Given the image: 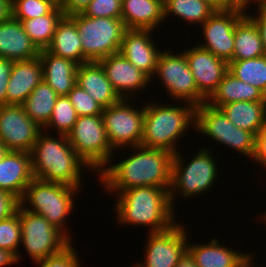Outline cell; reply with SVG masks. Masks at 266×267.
I'll return each instance as SVG.
<instances>
[{"label": "cell", "mask_w": 266, "mask_h": 267, "mask_svg": "<svg viewBox=\"0 0 266 267\" xmlns=\"http://www.w3.org/2000/svg\"><path fill=\"white\" fill-rule=\"evenodd\" d=\"M129 149L135 150L132 156L113 165L110 161L111 166L100 171L104 188L112 193L140 186L170 189L174 154L141 145Z\"/></svg>", "instance_id": "6da1fadb"}, {"label": "cell", "mask_w": 266, "mask_h": 267, "mask_svg": "<svg viewBox=\"0 0 266 267\" xmlns=\"http://www.w3.org/2000/svg\"><path fill=\"white\" fill-rule=\"evenodd\" d=\"M116 217L120 223L148 226L150 233L169 229L176 222L169 189L132 187L116 194ZM174 218V219H173Z\"/></svg>", "instance_id": "7a4b0ae2"}, {"label": "cell", "mask_w": 266, "mask_h": 267, "mask_svg": "<svg viewBox=\"0 0 266 267\" xmlns=\"http://www.w3.org/2000/svg\"><path fill=\"white\" fill-rule=\"evenodd\" d=\"M45 132L39 134L30 152L34 178L80 188L82 168H90L75 152L67 135L54 138Z\"/></svg>", "instance_id": "3957f363"}, {"label": "cell", "mask_w": 266, "mask_h": 267, "mask_svg": "<svg viewBox=\"0 0 266 267\" xmlns=\"http://www.w3.org/2000/svg\"><path fill=\"white\" fill-rule=\"evenodd\" d=\"M156 103H145L141 146L175 154L180 150L177 149L180 135L189 126H195L196 107L187 102L184 103L186 106Z\"/></svg>", "instance_id": "277c9868"}, {"label": "cell", "mask_w": 266, "mask_h": 267, "mask_svg": "<svg viewBox=\"0 0 266 267\" xmlns=\"http://www.w3.org/2000/svg\"><path fill=\"white\" fill-rule=\"evenodd\" d=\"M79 188L62 183H54L34 178L25 189L20 206L28 211L44 216V218L70 240L71 237L64 228L68 214L74 208V193ZM30 203L29 205L25 203ZM28 206V207H27Z\"/></svg>", "instance_id": "5b68a950"}, {"label": "cell", "mask_w": 266, "mask_h": 267, "mask_svg": "<svg viewBox=\"0 0 266 267\" xmlns=\"http://www.w3.org/2000/svg\"><path fill=\"white\" fill-rule=\"evenodd\" d=\"M211 154V150L201 147L187 164H184L179 152L174 154L169 189L170 202L173 208L177 192L186 199L205 193L209 191L210 187H213L218 176V165Z\"/></svg>", "instance_id": "8992f818"}, {"label": "cell", "mask_w": 266, "mask_h": 267, "mask_svg": "<svg viewBox=\"0 0 266 267\" xmlns=\"http://www.w3.org/2000/svg\"><path fill=\"white\" fill-rule=\"evenodd\" d=\"M82 42V53L90 62L118 53L126 27L121 18H92L82 13L71 15Z\"/></svg>", "instance_id": "52a82bcc"}, {"label": "cell", "mask_w": 266, "mask_h": 267, "mask_svg": "<svg viewBox=\"0 0 266 267\" xmlns=\"http://www.w3.org/2000/svg\"><path fill=\"white\" fill-rule=\"evenodd\" d=\"M67 137L75 152L91 171L100 172L110 160L112 161L114 150L108 142L101 115L78 116Z\"/></svg>", "instance_id": "ba28073f"}, {"label": "cell", "mask_w": 266, "mask_h": 267, "mask_svg": "<svg viewBox=\"0 0 266 267\" xmlns=\"http://www.w3.org/2000/svg\"><path fill=\"white\" fill-rule=\"evenodd\" d=\"M197 129H196V128ZM195 130L212 138L216 143L234 148L240 154L253 159L256 151V135L236 127L219 109L203 103L195 110Z\"/></svg>", "instance_id": "9c48e42d"}, {"label": "cell", "mask_w": 266, "mask_h": 267, "mask_svg": "<svg viewBox=\"0 0 266 267\" xmlns=\"http://www.w3.org/2000/svg\"><path fill=\"white\" fill-rule=\"evenodd\" d=\"M21 242L34 262L61 252L71 240L44 216L19 205Z\"/></svg>", "instance_id": "30bf717a"}, {"label": "cell", "mask_w": 266, "mask_h": 267, "mask_svg": "<svg viewBox=\"0 0 266 267\" xmlns=\"http://www.w3.org/2000/svg\"><path fill=\"white\" fill-rule=\"evenodd\" d=\"M130 99L122 98L119 102L103 108L101 114L108 142L114 151L119 147H135L142 143L145 105L137 109L131 102L129 105Z\"/></svg>", "instance_id": "8fae6325"}, {"label": "cell", "mask_w": 266, "mask_h": 267, "mask_svg": "<svg viewBox=\"0 0 266 267\" xmlns=\"http://www.w3.org/2000/svg\"><path fill=\"white\" fill-rule=\"evenodd\" d=\"M172 49L161 51L155 68L154 75L160 77L169 96L175 101L180 100L190 103L195 107L206 103V100L198 93L194 76L188 66L185 53L173 54Z\"/></svg>", "instance_id": "7c38bea8"}, {"label": "cell", "mask_w": 266, "mask_h": 267, "mask_svg": "<svg viewBox=\"0 0 266 267\" xmlns=\"http://www.w3.org/2000/svg\"><path fill=\"white\" fill-rule=\"evenodd\" d=\"M148 234L144 262L133 267H175L187 252V230L178 222L167 230Z\"/></svg>", "instance_id": "4fadbf2b"}, {"label": "cell", "mask_w": 266, "mask_h": 267, "mask_svg": "<svg viewBox=\"0 0 266 267\" xmlns=\"http://www.w3.org/2000/svg\"><path fill=\"white\" fill-rule=\"evenodd\" d=\"M43 130L26 114L22 105L0 106V141L9 151L30 153Z\"/></svg>", "instance_id": "5bb4252c"}, {"label": "cell", "mask_w": 266, "mask_h": 267, "mask_svg": "<svg viewBox=\"0 0 266 267\" xmlns=\"http://www.w3.org/2000/svg\"><path fill=\"white\" fill-rule=\"evenodd\" d=\"M247 9L215 11L202 25L205 44L198 45L213 55L229 62L234 53L236 24L247 14Z\"/></svg>", "instance_id": "9a60e30c"}, {"label": "cell", "mask_w": 266, "mask_h": 267, "mask_svg": "<svg viewBox=\"0 0 266 267\" xmlns=\"http://www.w3.org/2000/svg\"><path fill=\"white\" fill-rule=\"evenodd\" d=\"M184 53L198 93L207 101L228 72V62L197 45Z\"/></svg>", "instance_id": "2e32d148"}, {"label": "cell", "mask_w": 266, "mask_h": 267, "mask_svg": "<svg viewBox=\"0 0 266 267\" xmlns=\"http://www.w3.org/2000/svg\"><path fill=\"white\" fill-rule=\"evenodd\" d=\"M108 80L121 98L129 99L137 90L149 85L151 78L131 64L122 54L115 53L99 61Z\"/></svg>", "instance_id": "e0dca14e"}, {"label": "cell", "mask_w": 266, "mask_h": 267, "mask_svg": "<svg viewBox=\"0 0 266 267\" xmlns=\"http://www.w3.org/2000/svg\"><path fill=\"white\" fill-rule=\"evenodd\" d=\"M152 31L154 32L150 29H126L119 51L131 64L147 74L151 80L161 54L152 40Z\"/></svg>", "instance_id": "ac0fdd59"}, {"label": "cell", "mask_w": 266, "mask_h": 267, "mask_svg": "<svg viewBox=\"0 0 266 267\" xmlns=\"http://www.w3.org/2000/svg\"><path fill=\"white\" fill-rule=\"evenodd\" d=\"M33 179L31 154L26 151H8L0 162V189L20 200Z\"/></svg>", "instance_id": "d6986e66"}, {"label": "cell", "mask_w": 266, "mask_h": 267, "mask_svg": "<svg viewBox=\"0 0 266 267\" xmlns=\"http://www.w3.org/2000/svg\"><path fill=\"white\" fill-rule=\"evenodd\" d=\"M39 55L40 50L30 40L19 20L11 16L0 22V58L25 61Z\"/></svg>", "instance_id": "ffe728a7"}, {"label": "cell", "mask_w": 266, "mask_h": 267, "mask_svg": "<svg viewBox=\"0 0 266 267\" xmlns=\"http://www.w3.org/2000/svg\"><path fill=\"white\" fill-rule=\"evenodd\" d=\"M42 80V64L39 57L15 61L7 85L6 104L22 105Z\"/></svg>", "instance_id": "44dd1931"}, {"label": "cell", "mask_w": 266, "mask_h": 267, "mask_svg": "<svg viewBox=\"0 0 266 267\" xmlns=\"http://www.w3.org/2000/svg\"><path fill=\"white\" fill-rule=\"evenodd\" d=\"M76 84L84 89L103 108L122 98L113 88L99 62H87L77 67Z\"/></svg>", "instance_id": "7402d4cb"}, {"label": "cell", "mask_w": 266, "mask_h": 267, "mask_svg": "<svg viewBox=\"0 0 266 267\" xmlns=\"http://www.w3.org/2000/svg\"><path fill=\"white\" fill-rule=\"evenodd\" d=\"M39 58L42 64L43 80L58 96H67L76 85L78 64L56 56L47 49L40 51Z\"/></svg>", "instance_id": "603a6c76"}, {"label": "cell", "mask_w": 266, "mask_h": 267, "mask_svg": "<svg viewBox=\"0 0 266 267\" xmlns=\"http://www.w3.org/2000/svg\"><path fill=\"white\" fill-rule=\"evenodd\" d=\"M187 252L198 267H244L251 255L222 246L216 238L207 244L188 243Z\"/></svg>", "instance_id": "cb8c5ba5"}, {"label": "cell", "mask_w": 266, "mask_h": 267, "mask_svg": "<svg viewBox=\"0 0 266 267\" xmlns=\"http://www.w3.org/2000/svg\"><path fill=\"white\" fill-rule=\"evenodd\" d=\"M121 19L126 29L154 30L164 19L160 0H122Z\"/></svg>", "instance_id": "d4e9b609"}, {"label": "cell", "mask_w": 266, "mask_h": 267, "mask_svg": "<svg viewBox=\"0 0 266 267\" xmlns=\"http://www.w3.org/2000/svg\"><path fill=\"white\" fill-rule=\"evenodd\" d=\"M47 50L56 56L74 61L78 65L90 62L82 53V42L71 15H64L58 22L52 42Z\"/></svg>", "instance_id": "484cf974"}, {"label": "cell", "mask_w": 266, "mask_h": 267, "mask_svg": "<svg viewBox=\"0 0 266 267\" xmlns=\"http://www.w3.org/2000/svg\"><path fill=\"white\" fill-rule=\"evenodd\" d=\"M219 109L236 127L253 132L256 136L266 126V101H235Z\"/></svg>", "instance_id": "4316f807"}, {"label": "cell", "mask_w": 266, "mask_h": 267, "mask_svg": "<svg viewBox=\"0 0 266 267\" xmlns=\"http://www.w3.org/2000/svg\"><path fill=\"white\" fill-rule=\"evenodd\" d=\"M235 101H266V95L258 88L237 79L228 71L206 103L211 107L219 108Z\"/></svg>", "instance_id": "83f0119b"}, {"label": "cell", "mask_w": 266, "mask_h": 267, "mask_svg": "<svg viewBox=\"0 0 266 267\" xmlns=\"http://www.w3.org/2000/svg\"><path fill=\"white\" fill-rule=\"evenodd\" d=\"M234 40V53L230 61L254 59L265 55L258 26L247 14L236 24Z\"/></svg>", "instance_id": "f1b7e54d"}, {"label": "cell", "mask_w": 266, "mask_h": 267, "mask_svg": "<svg viewBox=\"0 0 266 267\" xmlns=\"http://www.w3.org/2000/svg\"><path fill=\"white\" fill-rule=\"evenodd\" d=\"M59 96L42 80L22 104L26 114L42 129L50 121L54 105Z\"/></svg>", "instance_id": "f546056e"}, {"label": "cell", "mask_w": 266, "mask_h": 267, "mask_svg": "<svg viewBox=\"0 0 266 267\" xmlns=\"http://www.w3.org/2000/svg\"><path fill=\"white\" fill-rule=\"evenodd\" d=\"M63 16V10L57 5L49 14L22 20L21 23L30 40L41 51L50 46L57 24Z\"/></svg>", "instance_id": "4dcf8cb0"}, {"label": "cell", "mask_w": 266, "mask_h": 267, "mask_svg": "<svg viewBox=\"0 0 266 267\" xmlns=\"http://www.w3.org/2000/svg\"><path fill=\"white\" fill-rule=\"evenodd\" d=\"M163 7L164 19L173 14L190 25H202L215 12L205 0H165Z\"/></svg>", "instance_id": "1f68e13d"}, {"label": "cell", "mask_w": 266, "mask_h": 267, "mask_svg": "<svg viewBox=\"0 0 266 267\" xmlns=\"http://www.w3.org/2000/svg\"><path fill=\"white\" fill-rule=\"evenodd\" d=\"M228 71L266 95V55L254 59L229 61Z\"/></svg>", "instance_id": "d6a6232c"}, {"label": "cell", "mask_w": 266, "mask_h": 267, "mask_svg": "<svg viewBox=\"0 0 266 267\" xmlns=\"http://www.w3.org/2000/svg\"><path fill=\"white\" fill-rule=\"evenodd\" d=\"M78 115L67 96H59L54 105L50 121L44 127L45 130L51 127L57 130V134L67 135L77 121ZM47 128V129H46Z\"/></svg>", "instance_id": "836d02e7"}, {"label": "cell", "mask_w": 266, "mask_h": 267, "mask_svg": "<svg viewBox=\"0 0 266 267\" xmlns=\"http://www.w3.org/2000/svg\"><path fill=\"white\" fill-rule=\"evenodd\" d=\"M19 245H21V225L18 206L14 214L0 221V248L13 253L18 262L20 258L17 251Z\"/></svg>", "instance_id": "e575fe53"}, {"label": "cell", "mask_w": 266, "mask_h": 267, "mask_svg": "<svg viewBox=\"0 0 266 267\" xmlns=\"http://www.w3.org/2000/svg\"><path fill=\"white\" fill-rule=\"evenodd\" d=\"M58 4L53 0H11L12 17L22 20L49 14Z\"/></svg>", "instance_id": "d590c367"}, {"label": "cell", "mask_w": 266, "mask_h": 267, "mask_svg": "<svg viewBox=\"0 0 266 267\" xmlns=\"http://www.w3.org/2000/svg\"><path fill=\"white\" fill-rule=\"evenodd\" d=\"M67 97L72 103L78 116H93L102 114L103 107L77 84L68 93Z\"/></svg>", "instance_id": "8d00e7d4"}, {"label": "cell", "mask_w": 266, "mask_h": 267, "mask_svg": "<svg viewBox=\"0 0 266 267\" xmlns=\"http://www.w3.org/2000/svg\"><path fill=\"white\" fill-rule=\"evenodd\" d=\"M121 4L122 0H92L82 14L92 18H121Z\"/></svg>", "instance_id": "74e56055"}, {"label": "cell", "mask_w": 266, "mask_h": 267, "mask_svg": "<svg viewBox=\"0 0 266 267\" xmlns=\"http://www.w3.org/2000/svg\"><path fill=\"white\" fill-rule=\"evenodd\" d=\"M73 245L70 243L61 252L48 256L43 260L35 262L39 267H80L79 257L76 256Z\"/></svg>", "instance_id": "f35d334b"}, {"label": "cell", "mask_w": 266, "mask_h": 267, "mask_svg": "<svg viewBox=\"0 0 266 267\" xmlns=\"http://www.w3.org/2000/svg\"><path fill=\"white\" fill-rule=\"evenodd\" d=\"M19 205L20 202L18 198L0 189V221L14 214Z\"/></svg>", "instance_id": "ab89813d"}, {"label": "cell", "mask_w": 266, "mask_h": 267, "mask_svg": "<svg viewBox=\"0 0 266 267\" xmlns=\"http://www.w3.org/2000/svg\"><path fill=\"white\" fill-rule=\"evenodd\" d=\"M15 61L0 58V106L6 105V91Z\"/></svg>", "instance_id": "60d3db41"}, {"label": "cell", "mask_w": 266, "mask_h": 267, "mask_svg": "<svg viewBox=\"0 0 266 267\" xmlns=\"http://www.w3.org/2000/svg\"><path fill=\"white\" fill-rule=\"evenodd\" d=\"M252 160L266 168V126L256 136V151Z\"/></svg>", "instance_id": "b9f144b4"}, {"label": "cell", "mask_w": 266, "mask_h": 267, "mask_svg": "<svg viewBox=\"0 0 266 267\" xmlns=\"http://www.w3.org/2000/svg\"><path fill=\"white\" fill-rule=\"evenodd\" d=\"M92 0H61L58 6L64 15L82 13Z\"/></svg>", "instance_id": "7bdbcfd3"}, {"label": "cell", "mask_w": 266, "mask_h": 267, "mask_svg": "<svg viewBox=\"0 0 266 267\" xmlns=\"http://www.w3.org/2000/svg\"><path fill=\"white\" fill-rule=\"evenodd\" d=\"M257 10L256 13L257 15L254 16L250 15L247 13V15L256 23L258 26V29L261 33L262 41H263V48H264V53L266 55V6L263 5H256Z\"/></svg>", "instance_id": "ee69618b"}, {"label": "cell", "mask_w": 266, "mask_h": 267, "mask_svg": "<svg viewBox=\"0 0 266 267\" xmlns=\"http://www.w3.org/2000/svg\"><path fill=\"white\" fill-rule=\"evenodd\" d=\"M215 11H229L240 8L233 0H205Z\"/></svg>", "instance_id": "f6af8a7d"}, {"label": "cell", "mask_w": 266, "mask_h": 267, "mask_svg": "<svg viewBox=\"0 0 266 267\" xmlns=\"http://www.w3.org/2000/svg\"><path fill=\"white\" fill-rule=\"evenodd\" d=\"M17 262L16 256L8 250L0 248V267H5Z\"/></svg>", "instance_id": "bcb514c9"}, {"label": "cell", "mask_w": 266, "mask_h": 267, "mask_svg": "<svg viewBox=\"0 0 266 267\" xmlns=\"http://www.w3.org/2000/svg\"><path fill=\"white\" fill-rule=\"evenodd\" d=\"M11 16V0H0V22L8 20Z\"/></svg>", "instance_id": "7dc6e473"}, {"label": "cell", "mask_w": 266, "mask_h": 267, "mask_svg": "<svg viewBox=\"0 0 266 267\" xmlns=\"http://www.w3.org/2000/svg\"><path fill=\"white\" fill-rule=\"evenodd\" d=\"M175 267H198L191 255L186 252Z\"/></svg>", "instance_id": "c3c4849f"}, {"label": "cell", "mask_w": 266, "mask_h": 267, "mask_svg": "<svg viewBox=\"0 0 266 267\" xmlns=\"http://www.w3.org/2000/svg\"><path fill=\"white\" fill-rule=\"evenodd\" d=\"M240 8L246 9L253 2L257 3V0H233ZM248 5V6H247Z\"/></svg>", "instance_id": "681fc988"}, {"label": "cell", "mask_w": 266, "mask_h": 267, "mask_svg": "<svg viewBox=\"0 0 266 267\" xmlns=\"http://www.w3.org/2000/svg\"><path fill=\"white\" fill-rule=\"evenodd\" d=\"M9 150L5 147V145L0 141V162L2 161L3 157Z\"/></svg>", "instance_id": "f907efd6"}, {"label": "cell", "mask_w": 266, "mask_h": 267, "mask_svg": "<svg viewBox=\"0 0 266 267\" xmlns=\"http://www.w3.org/2000/svg\"><path fill=\"white\" fill-rule=\"evenodd\" d=\"M253 253L248 257V259H247V261H246V265L248 266V267H256L255 265L253 266V264H254V262H252V260H253ZM253 263V264H252ZM258 267V266H257Z\"/></svg>", "instance_id": "816d5d0a"}, {"label": "cell", "mask_w": 266, "mask_h": 267, "mask_svg": "<svg viewBox=\"0 0 266 267\" xmlns=\"http://www.w3.org/2000/svg\"><path fill=\"white\" fill-rule=\"evenodd\" d=\"M256 5L266 6V0H257V4Z\"/></svg>", "instance_id": "f5cc1de1"}, {"label": "cell", "mask_w": 266, "mask_h": 267, "mask_svg": "<svg viewBox=\"0 0 266 267\" xmlns=\"http://www.w3.org/2000/svg\"><path fill=\"white\" fill-rule=\"evenodd\" d=\"M263 218H261V219H263V221L264 220H266V212H265V215H264V213H263V216H262ZM266 224V223H265Z\"/></svg>", "instance_id": "db71d44e"}, {"label": "cell", "mask_w": 266, "mask_h": 267, "mask_svg": "<svg viewBox=\"0 0 266 267\" xmlns=\"http://www.w3.org/2000/svg\"><path fill=\"white\" fill-rule=\"evenodd\" d=\"M56 4H59L61 0H53Z\"/></svg>", "instance_id": "11a10c76"}]
</instances>
